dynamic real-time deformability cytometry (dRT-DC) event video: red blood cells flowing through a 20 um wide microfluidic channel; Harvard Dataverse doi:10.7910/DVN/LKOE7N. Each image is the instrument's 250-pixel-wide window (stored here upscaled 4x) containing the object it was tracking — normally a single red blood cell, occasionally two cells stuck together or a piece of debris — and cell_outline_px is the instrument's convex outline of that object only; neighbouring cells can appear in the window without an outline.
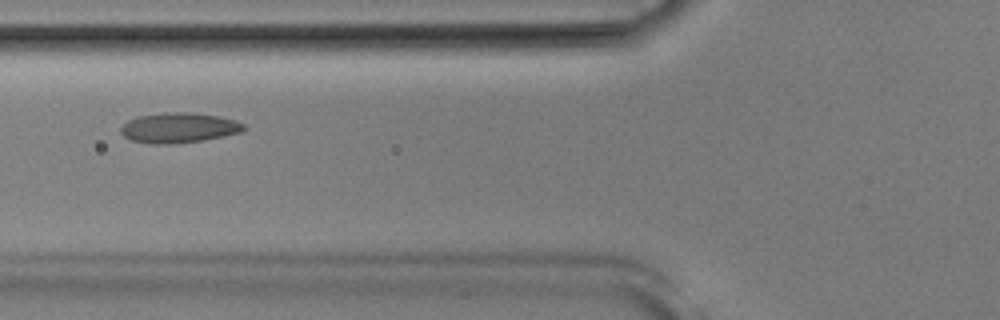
{"species": "Egyptian fruit bat (a non-hibernating species)", "species_latin": "Rousettus aegyptiacus", "temperature_condition": "room temperature", "stored_images_in_passage": 43, "camera_frame_rate_fps": 3000, "um_per_image_px": 0.085, "animal": {"sex": "male"}, "frame": {"image": 1, "passage_image": 11, "time_ms": 3.333, "image_size_px": [1000, 320], "cell_outline_px": [[248, 128], [240, 132], [204, 140], [168, 144], [152, 144], [132, 140], [124, 136], [120, 132], [120, 128], [128, 120], [140, 116], [164, 112], [188, 112], [216, 116], [236, 120], [244, 124]], "centroid_in_image_um": [15.2, 10.86], "position_along_channel_um": 110.6, "area_um2": 21.44}}
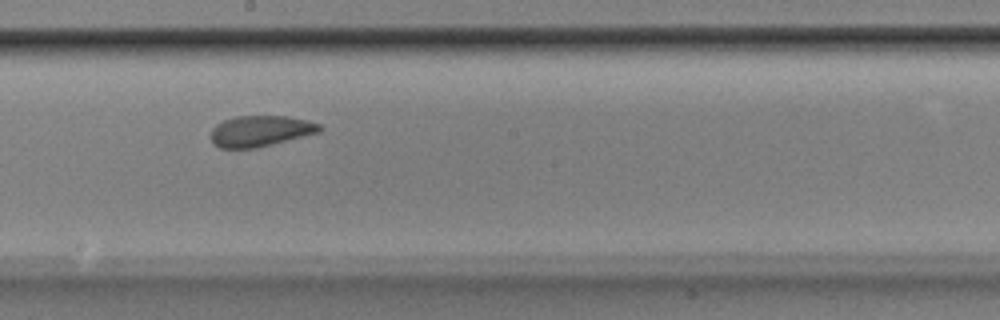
{"frame": {"image": 2, "passage_image": 20, "time_ms": 6.333, "image_size_px": [1000, 320], "cell_outline_px": [[324, 128], [320, 132], [256, 148], [220, 148], [212, 144], [212, 128], [216, 124], [224, 120], [236, 116], [288, 116], [308, 120], [320, 124]], "centroid_in_image_um": [22.15, 11.13], "position_along_channel_um": 226.0, "area_um2": 19.65}}
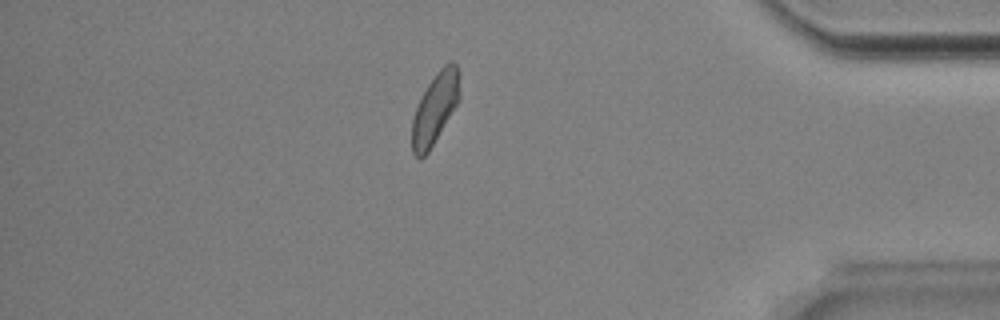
{"frame": {"image": 3, "passage_image": 36, "time_ms": 11.667, "image_size_px": [1000, 320], "cell_outline_px": [[460, 100], [428, 152], [420, 160], [412, 152], [412, 120], [416, 108], [428, 84], [436, 72], [444, 64], [452, 60], [456, 64], [460, 72]], "centroid_in_image_um": [37.01, 9.18], "position_along_channel_um": 398.2, "area_um2": 19.77}, "authors_computed_cell_mechanics": {"area_um2": 20.0566, "velocity_mm_per_s": 3.8455, "shape_relaxation_time_tau1_ms": 5.6418, "shape_relaxation_time_tau2_ms": 1.7548, "deformation_change_tau1": 0.1194, "deformation_change_tau2": 0.0647}}